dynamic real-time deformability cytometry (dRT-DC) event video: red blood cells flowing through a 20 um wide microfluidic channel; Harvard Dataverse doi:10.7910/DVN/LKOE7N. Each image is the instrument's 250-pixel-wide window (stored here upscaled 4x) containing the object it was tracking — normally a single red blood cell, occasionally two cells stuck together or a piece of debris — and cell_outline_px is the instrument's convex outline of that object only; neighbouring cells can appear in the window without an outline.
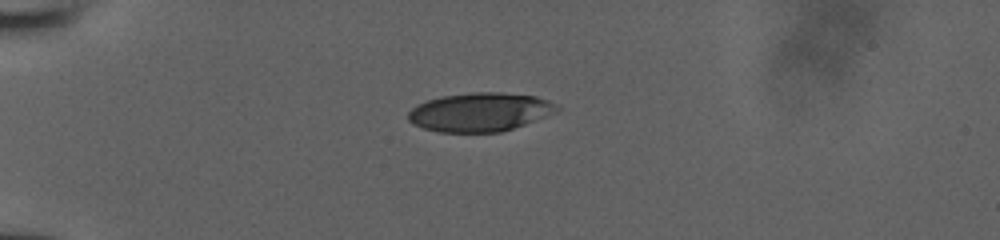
{"species": "human", "species_latin": "Homo sapiens", "temperature_condition": "room temperature", "stored_images_in_passage": 38, "camera_frame_rate_fps": 3000, "um_per_image_px": 0.085, "donor": {"sex": "male"}, "frame": {"image": 1, "passage_image": 1, "time_ms": 0.0, "image_size_px": [1000, 240], "cell_outline_px": [[560, 108], [544, 116], [524, 124], [500, 132], [440, 132], [424, 128], [412, 124], [408, 120], [408, 112], [412, 108], [428, 100], [444, 96], [476, 92], [500, 92], [536, 96], [548, 100], [556, 104]], "centroid_in_image_um": [40.77, 9.52], "position_along_channel_um": 44.2, "area_um2": 33.06}}
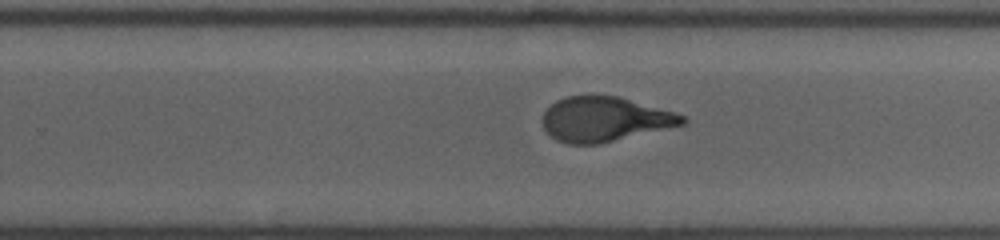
{"frame": {"image": 2, "passage_image": 21, "time_ms": 6.667, "image_size_px": [1000, 240], "cell_outline_px": [[688, 120], [684, 124], [596, 144], [568, 144], [556, 140], [544, 128], [544, 112], [556, 100], [568, 96], [620, 96], [676, 112], [684, 116]], "centroid_in_image_um": [51.42, 10.12], "position_along_channel_um": 278.4, "area_um2": 35.95}}
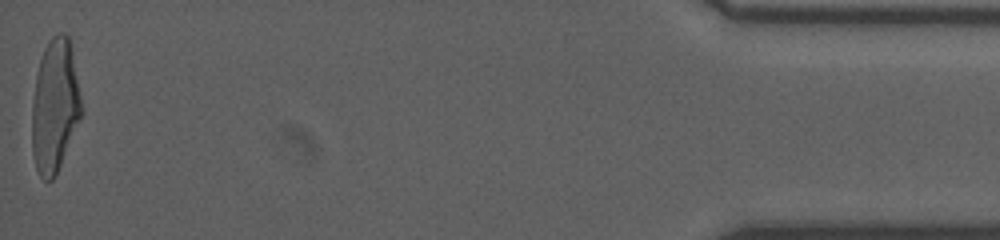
{"frame": {"image": 3, "passage_image": 38, "time_ms": 12.333, "image_size_px": [1000, 240], "cell_outline_px": [[80, 120], [60, 164], [52, 180], [44, 180], [40, 176], [36, 168], [32, 152], [32, 100], [36, 76], [40, 60], [44, 48], [48, 40], [52, 36], [60, 32], [64, 32], [68, 36], [80, 96]], "centroid_in_image_um": [4.62, 9.0], "position_along_channel_um": 430.6, "area_um2": 37.57}}